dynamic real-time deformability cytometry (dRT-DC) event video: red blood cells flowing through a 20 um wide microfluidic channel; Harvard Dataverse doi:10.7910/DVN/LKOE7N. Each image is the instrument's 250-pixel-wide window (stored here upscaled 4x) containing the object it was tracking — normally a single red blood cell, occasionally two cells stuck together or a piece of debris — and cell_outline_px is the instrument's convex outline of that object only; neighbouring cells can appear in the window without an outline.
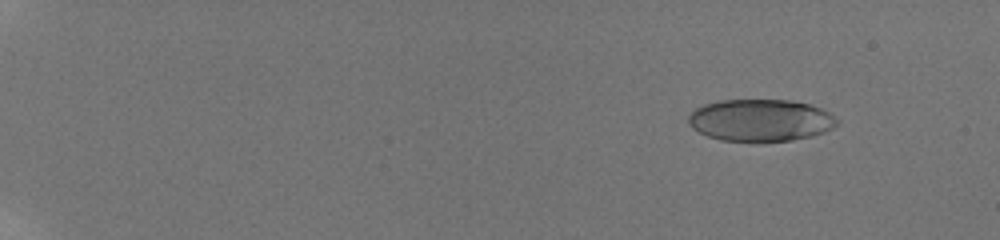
{"species": "human", "species_latin": "Homo sapiens", "temperature_condition": "room temperature", "stored_images_in_passage": 52, "camera_frame_rate_fps": 3000, "um_per_image_px": 0.085, "donor": {"sex": "male"}, "frame": {"image": 1, "passage_image": 1, "time_ms": 0.0, "image_size_px": [1000, 240], "cell_outline_px": [[840, 124], [824, 132], [812, 136], [792, 140], [720, 140], [708, 136], [692, 128], [688, 124], [688, 116], [696, 108], [704, 104], [716, 100], [792, 100], [808, 104], [820, 108], [828, 112], [840, 120]], "centroid_in_image_um": [64.65, 10.2], "position_along_channel_um": 20.3, "area_um2": 36.3}}
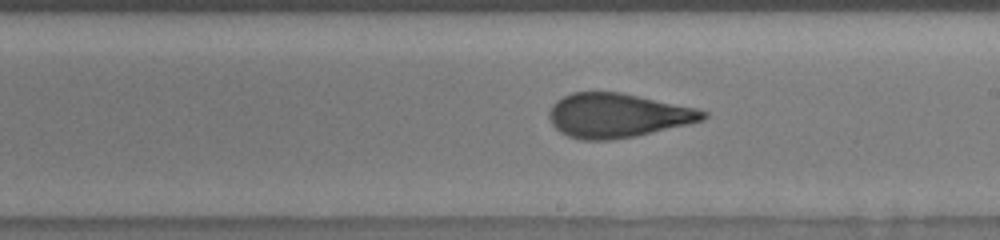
{"frame": {"image": 2, "passage_image": 25, "time_ms": 10.0, "image_size_px": [1000, 240], "cell_outline_px": [[708, 116], [704, 120], [688, 124], [636, 136], [608, 140], [580, 140], [568, 136], [560, 132], [552, 124], [548, 116], [548, 112], [552, 104], [556, 100], [572, 92], [620, 92], [696, 108], [708, 112]], "centroid_in_image_um": [52.47, 9.81], "position_along_channel_um": 236.5, "area_um2": 39.65}}
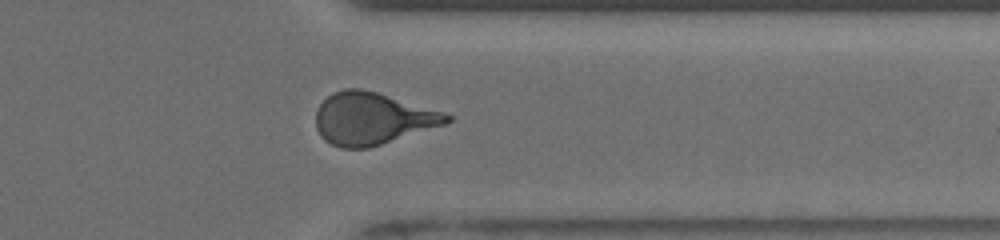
{"frame": {"image": 3, "passage_image": 40, "time_ms": 13.667, "image_size_px": [1000, 240], "cell_outline_px": [[452, 120], [448, 124], [368, 148], [340, 148], [324, 140], [320, 136], [316, 128], [316, 108], [332, 92], [344, 88], [360, 88], [376, 92], [444, 112], [452, 116]], "centroid_in_image_um": [31.64, 10.08], "position_along_channel_um": 379.8, "area_um2": 39.88}, "authors_computed_cell_mechanics": {"area_um2": 39.1017, "velocity_mm_per_s": 3.9062, "shape_relaxation_time_tau1_ms": 9.2073, "shape_relaxation_time_tau2_ms": 0.9116, "deformation_change_tau1": 0.2716, "deformation_change_tau2": 0.082}}